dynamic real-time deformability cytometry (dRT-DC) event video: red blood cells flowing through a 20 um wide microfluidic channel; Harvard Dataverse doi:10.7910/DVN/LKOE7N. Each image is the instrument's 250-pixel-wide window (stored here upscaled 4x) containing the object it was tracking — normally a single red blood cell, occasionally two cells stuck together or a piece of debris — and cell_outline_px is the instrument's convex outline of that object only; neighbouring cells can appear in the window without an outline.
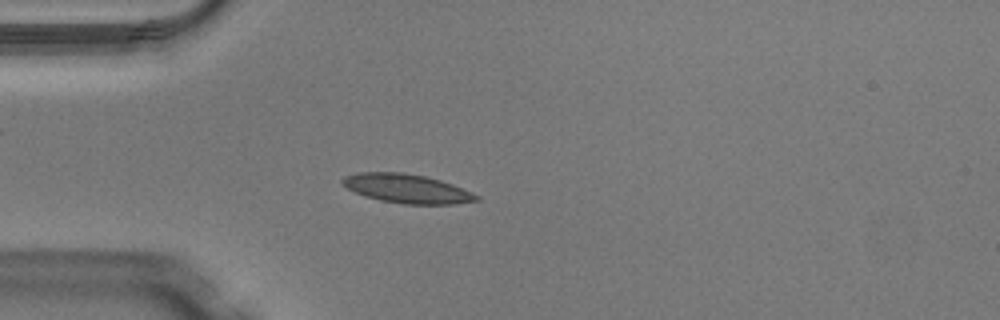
{"species": "Egyptian fruit bat (a non-hibernating species)", "species_latin": "Rousettus aegyptiacus", "temperature_condition": "warm", "stored_images_in_passage": 48, "camera_frame_rate_fps": 3000, "um_per_image_px": 0.085, "animal": {"sex": "male"}, "frame": {"image": 1, "passage_image": 13, "time_ms": 4.0, "image_size_px": [1000, 320], "cell_outline_px": [[480, 200], [456, 204], [404, 204], [380, 200], [364, 196], [348, 188], [340, 180], [344, 176], [360, 172], [400, 172], [424, 176], [440, 180], [452, 184], [472, 192], [480, 196]], "centroid_in_image_um": [34.61, 16.03], "position_along_channel_um": 50.4, "area_um2": 22.54}}
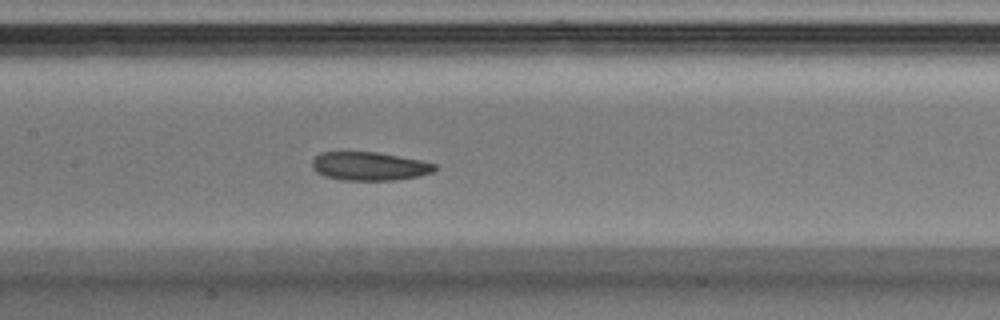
{"frame": {"image": 2, "passage_image": 23, "time_ms": 7.333, "image_size_px": [1000, 320], "cell_outline_px": [[436, 168], [432, 172], [420, 176], [396, 180], [340, 180], [324, 176], [316, 172], [312, 168], [312, 160], [320, 152], [376, 152], [420, 160], [436, 164]], "centroid_in_image_um": [31.37, 14.13], "position_along_channel_um": 176.0, "area_um2": 20.4}}
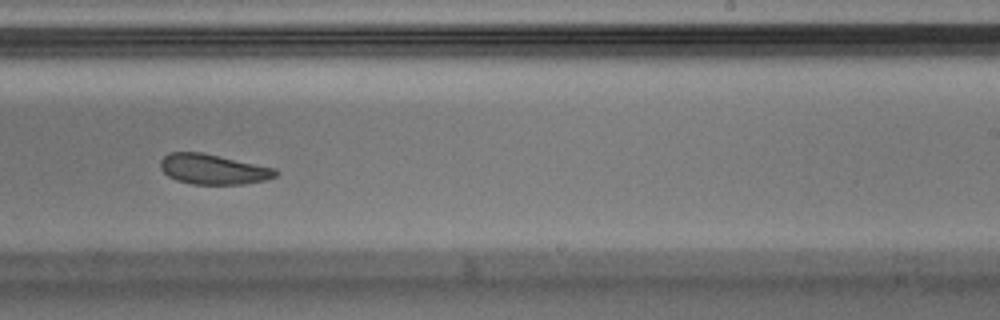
{"frame": {"image": 3, "passage_image": 30, "time_ms": 9.667, "image_size_px": [1000, 320], "cell_outline_px": [[280, 172], [276, 176], [264, 180], [244, 184], [192, 184], [176, 180], [168, 176], [160, 168], [160, 160], [168, 152], [200, 152], [276, 168]], "centroid_in_image_um": [18.11, 14.38], "position_along_channel_um": 270.9, "area_um2": 20.23}}